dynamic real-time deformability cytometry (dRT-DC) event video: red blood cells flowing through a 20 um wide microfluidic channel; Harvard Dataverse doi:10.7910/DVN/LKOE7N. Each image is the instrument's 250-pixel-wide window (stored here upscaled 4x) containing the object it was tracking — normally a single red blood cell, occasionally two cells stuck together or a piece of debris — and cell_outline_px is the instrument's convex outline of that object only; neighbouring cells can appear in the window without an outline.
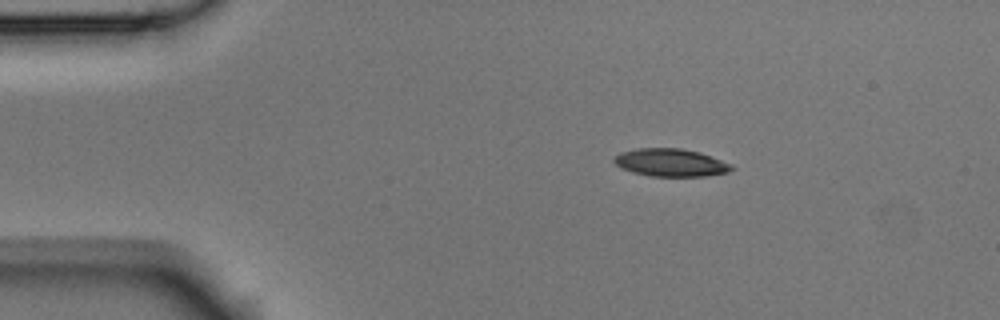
{"species": "Egyptian fruit bat (a non-hibernating species)", "species_latin": "Rousettus aegyptiacus", "temperature_condition": "room temperature", "stored_images_in_passage": 3, "camera_frame_rate_fps": 3000, "um_per_image_px": 0.085, "animal": {"sex": "male"}, "frame": {"image": 1, "passage_image": 2, "time_ms": 0.333, "image_size_px": [1000, 320], "cell_outline_px": [[736, 168], [728, 172], [704, 176], [648, 176], [632, 172], [620, 168], [612, 160], [620, 152], [636, 148], [680, 148], [700, 152], [732, 164]], "centroid_in_image_um": [57.0, 13.82], "position_along_channel_um": 28.0, "area_um2": 19.13}}